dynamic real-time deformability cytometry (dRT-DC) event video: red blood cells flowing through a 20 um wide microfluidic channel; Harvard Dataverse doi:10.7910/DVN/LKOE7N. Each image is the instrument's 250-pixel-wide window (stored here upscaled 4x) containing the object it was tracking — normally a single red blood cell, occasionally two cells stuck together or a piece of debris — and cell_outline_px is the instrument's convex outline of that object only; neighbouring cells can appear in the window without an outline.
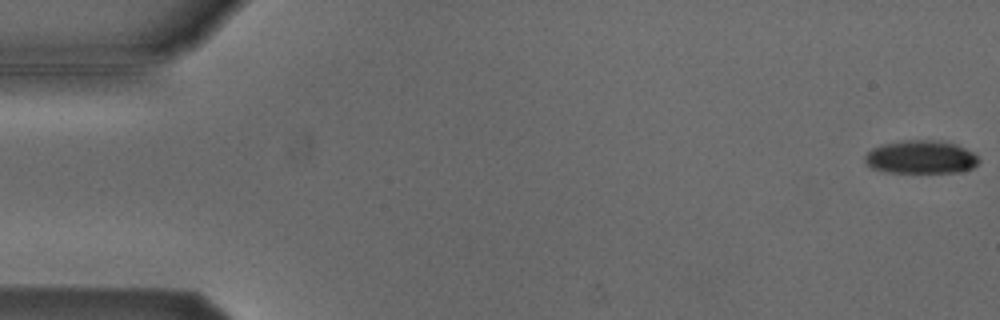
{"species": "Egyptian fruit bat (a non-hibernating species)", "species_latin": "Rousettus aegyptiacus", "temperature_condition": "cold", "stored_images_in_passage": 5, "camera_frame_rate_fps": 3000, "um_per_image_px": 0.085, "animal": {"sex": "male"}, "frame": {"image": 1, "passage_image": 1, "time_ms": 0.0, "image_size_px": [1000, 320], "cell_outline_px": [[980, 160], [972, 168], [960, 172], [884, 172], [872, 168], [864, 160], [864, 156], [872, 148], [880, 144], [908, 140], [940, 140], [956, 144], [972, 152]], "centroid_in_image_um": [78.25, 13.35], "position_along_channel_um": 6.7, "area_um2": 22.02}}